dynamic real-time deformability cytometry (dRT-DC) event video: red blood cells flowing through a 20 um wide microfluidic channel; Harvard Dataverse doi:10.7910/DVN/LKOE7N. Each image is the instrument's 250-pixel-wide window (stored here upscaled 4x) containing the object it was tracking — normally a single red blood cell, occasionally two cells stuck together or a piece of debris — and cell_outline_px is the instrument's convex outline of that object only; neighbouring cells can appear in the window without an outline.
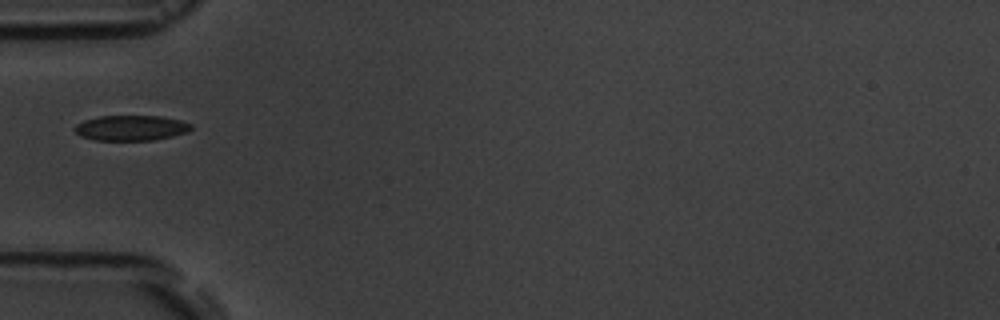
{"species": "common noctule bat (a hibernating species)", "species_latin": "Nyctalus noctula", "temperature_condition": "room temperature", "stored_images_in_passage": 13, "camera_frame_rate_fps": 3000, "um_per_image_px": 0.085, "animal": {"sex": "male", "body_mass_g": 19.5, "forearm_length_mm": 54.6}, "frame": {"image": 1, "passage_image": 1, "time_ms": 0.0, "image_size_px": [1000, 320], "cell_outline_px": [[192, 128], [188, 132], [172, 136], [152, 140], [96, 140], [80, 136], [72, 128], [76, 124], [84, 120], [100, 116], [160, 116], [180, 120], [192, 124]], "centroid_in_image_um": [11.13, 10.87], "position_along_channel_um": 73.9, "area_um2": 17.17}}
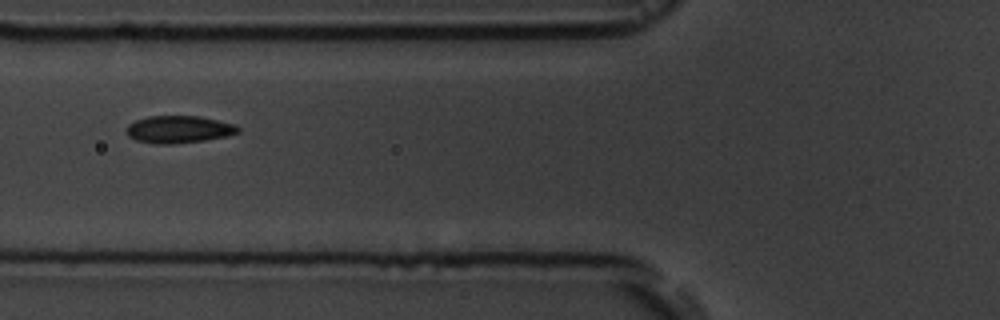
{"frame": {"image": 2, "passage_image": 4, "time_ms": 1.0, "image_size_px": [1000, 320], "cell_outline_px": [[240, 132], [228, 136], [204, 140], [172, 144], [156, 144], [136, 140], [128, 136], [124, 132], [124, 128], [128, 124], [136, 120], [148, 116], [200, 116], [236, 124], [240, 128]], "centroid_in_image_um": [15.18, 10.99], "position_along_channel_um": 110.6, "area_um2": 18.03}}